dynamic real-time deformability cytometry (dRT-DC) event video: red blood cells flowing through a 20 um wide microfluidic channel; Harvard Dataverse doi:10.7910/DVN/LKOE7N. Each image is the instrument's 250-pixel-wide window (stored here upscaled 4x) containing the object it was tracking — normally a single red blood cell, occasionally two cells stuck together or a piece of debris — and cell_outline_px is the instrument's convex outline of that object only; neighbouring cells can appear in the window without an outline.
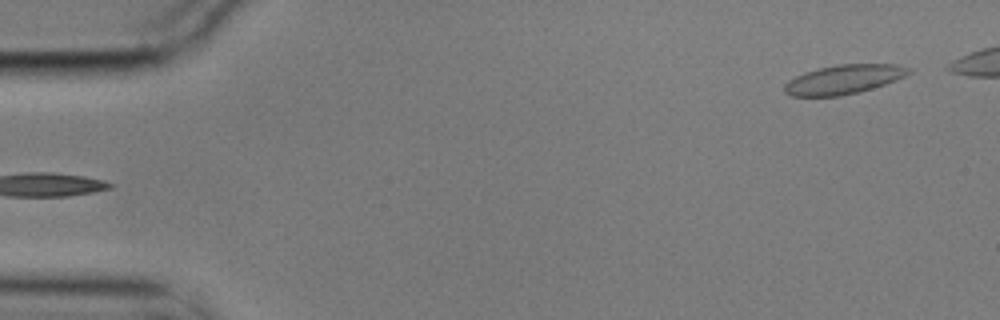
{"species": "common noctule bat (a hibernating species)", "species_latin": "Nyctalus noctula", "temperature_condition": "cold", "stored_images_in_passage": 5, "segment_of_instrument_passage": [2, 2], "camera_frame_rate_fps": 3000, "um_per_image_px": 0.085, "animal": {"sex": "male", "body_mass_g": 17.9}, "frame": {"image": 1, "passage_image": 5, "time_ms": 1.333, "image_size_px": [1000, 320], "cell_outline_px": [[912, 72], [896, 80], [860, 92], [840, 96], [792, 96], [784, 92], [784, 84], [788, 80], [804, 72], [820, 68], [840, 64], [896, 64], [912, 68]], "centroid_in_image_um": [71.72, 6.75], "position_along_channel_um": 13.3, "area_um2": 21.15}}